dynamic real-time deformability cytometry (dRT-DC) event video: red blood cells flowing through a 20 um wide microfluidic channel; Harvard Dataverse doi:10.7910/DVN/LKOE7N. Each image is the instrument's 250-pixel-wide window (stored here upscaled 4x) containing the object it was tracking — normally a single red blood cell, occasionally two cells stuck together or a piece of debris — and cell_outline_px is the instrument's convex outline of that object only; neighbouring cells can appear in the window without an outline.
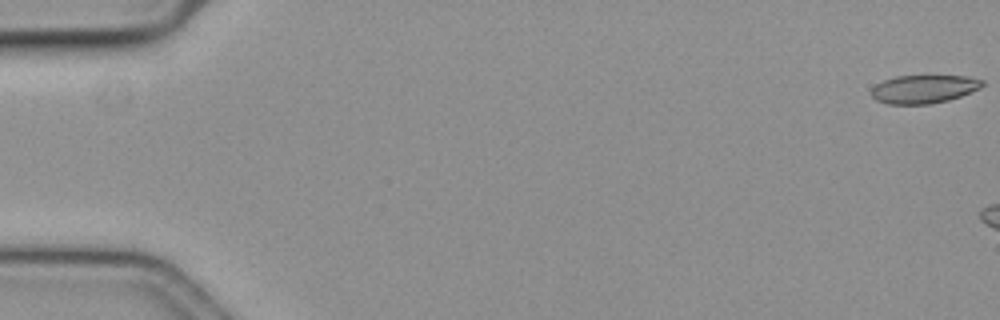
{"species": "common noctule bat (a hibernating species)", "species_latin": "Nyctalus noctula", "temperature_condition": "cold", "stored_images_in_passage": 7, "camera_frame_rate_fps": 3000, "um_per_image_px": 0.085, "animal": {"sex": "female", "body_mass_g": 19.3, "forearm_length_mm": 54.1}, "frame": {"image": 1, "passage_image": 1, "time_ms": 0.0, "image_size_px": [1000, 320], "cell_outline_px": [[984, 84], [980, 88], [960, 96], [948, 100], [928, 104], [888, 104], [876, 100], [872, 96], [872, 88], [876, 84], [884, 80], [896, 76], [968, 76], [984, 80]], "centroid_in_image_um": [78.53, 7.57], "position_along_channel_um": 6.5, "area_um2": 18.21}}